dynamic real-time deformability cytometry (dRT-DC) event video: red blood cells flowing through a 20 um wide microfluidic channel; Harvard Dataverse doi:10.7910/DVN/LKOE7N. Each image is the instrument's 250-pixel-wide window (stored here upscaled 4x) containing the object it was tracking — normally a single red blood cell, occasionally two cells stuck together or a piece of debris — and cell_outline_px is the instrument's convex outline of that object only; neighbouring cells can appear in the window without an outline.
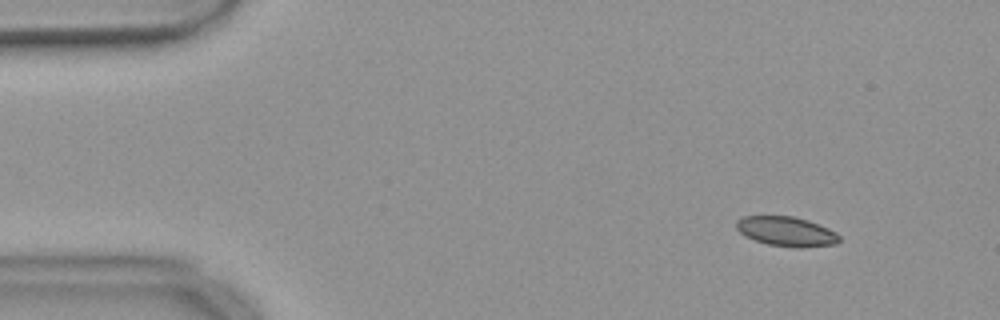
{"species": "common noctule bat (a hibernating species)", "species_latin": "Nyctalus noctula", "temperature_condition": "warm", "stored_images_in_passage": 55, "camera_frame_rate_fps": 3000, "um_per_image_px": 0.085, "animal": {"sex": "female", "body_mass_g": 18.4}, "frame": {"image": 1, "passage_image": 6, "time_ms": 1.667, "image_size_px": [1000, 320], "cell_outline_px": [[840, 240], [836, 244], [804, 248], [796, 248], [768, 244], [744, 236], [736, 228], [736, 220], [744, 216], [792, 216], [808, 220], [820, 224], [836, 232], [840, 236]], "centroid_in_image_um": [66.87, 19.68], "position_along_channel_um": 18.1, "area_um2": 17.92}}
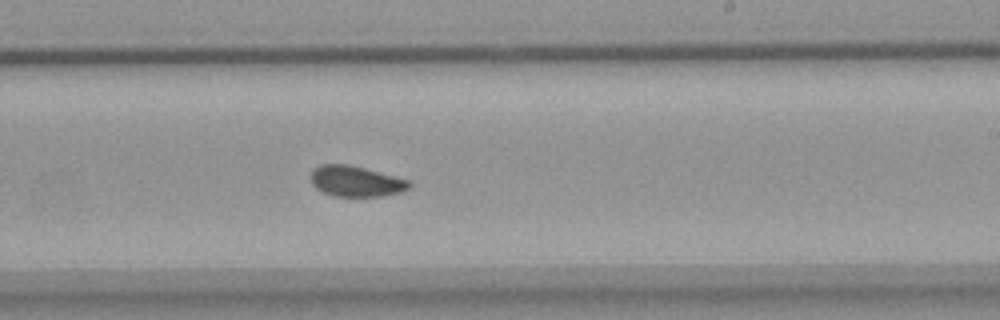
{"frame": {"image": 2, "passage_image": 33, "time_ms": 10.667, "image_size_px": [1000, 320], "cell_outline_px": [[412, 184], [408, 188], [400, 192], [384, 196], [332, 196], [316, 188], [312, 184], [312, 168], [320, 164], [348, 164], [364, 168], [408, 180]], "centroid_in_image_um": [30.22, 15.4], "position_along_channel_um": 258.8, "area_um2": 17.46}}
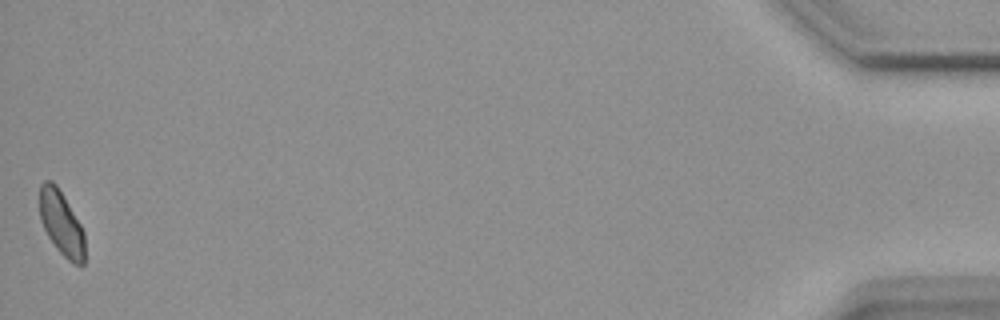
{"frame": {"image": 3, "passage_image": 55, "time_ms": 18.0, "image_size_px": [1000, 320], "cell_outline_px": [[84, 264], [72, 264], [56, 248], [48, 236], [40, 220], [40, 184], [44, 180], [52, 180], [56, 184], [80, 224], [84, 232]], "centroid_in_image_um": [5.2, 18.97], "position_along_channel_um": 430.0, "area_um2": 16.76}, "authors_computed_cell_mechanics": {"area_um2": 18.0914, "velocity_mm_per_s": 3.669, "shape_relaxation_time_tau1_ms": 5.707, "shape_relaxation_time_tau2_ms": 1.9008, "deformation_change_tau1": 0.0894, "deformation_change_tau2": 0.0467}}